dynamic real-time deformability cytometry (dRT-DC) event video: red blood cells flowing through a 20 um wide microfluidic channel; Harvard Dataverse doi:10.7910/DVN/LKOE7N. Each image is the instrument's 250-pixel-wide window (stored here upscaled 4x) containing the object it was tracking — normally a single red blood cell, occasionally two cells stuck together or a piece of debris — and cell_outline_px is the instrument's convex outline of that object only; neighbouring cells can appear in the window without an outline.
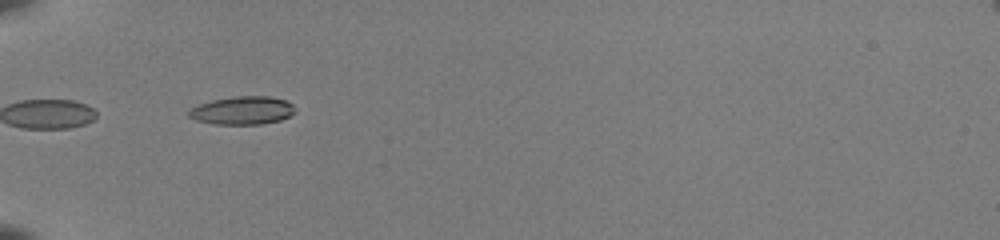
{"species": "common noctule bat (a hibernating species)", "species_latin": "Nyctalus noctula", "temperature_condition": "room temperature", "stored_images_in_passage": 34, "camera_frame_rate_fps": 3000, "um_per_image_px": 0.085, "animal": {"sex": "female", "body_mass_g": 22.0, "forearm_length_mm": 56.7}, "frame": {"image": 1, "passage_image": 1, "time_ms": 0.0, "image_size_px": [1000, 240], "cell_outline_px": [[296, 112], [280, 120], [260, 124], [212, 124], [196, 120], [188, 116], [188, 112], [192, 108], [200, 104], [212, 100], [236, 96], [268, 96], [288, 100], [292, 104]], "centroid_in_image_um": [20.62, 9.38], "position_along_channel_um": 64.4, "area_um2": 17.4}}
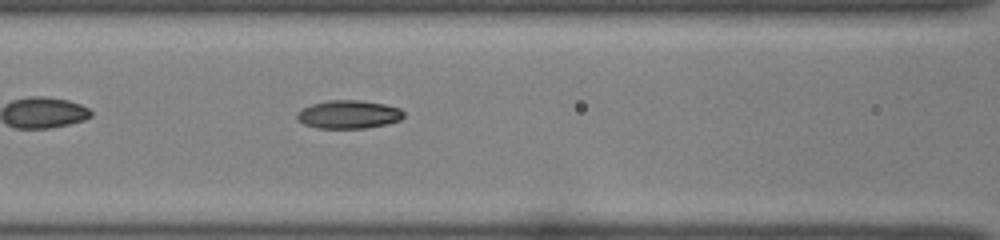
{"frame": {"image": 2, "passage_image": 7, "time_ms": 2.0, "image_size_px": [1000, 240], "cell_outline_px": [[404, 116], [400, 120], [384, 124], [364, 128], [316, 128], [304, 124], [296, 116], [304, 108], [312, 104], [328, 100], [356, 100], [384, 104], [400, 108], [404, 112]], "centroid_in_image_um": [29.65, 9.72], "position_along_channel_um": 136.9, "area_um2": 17.28}}
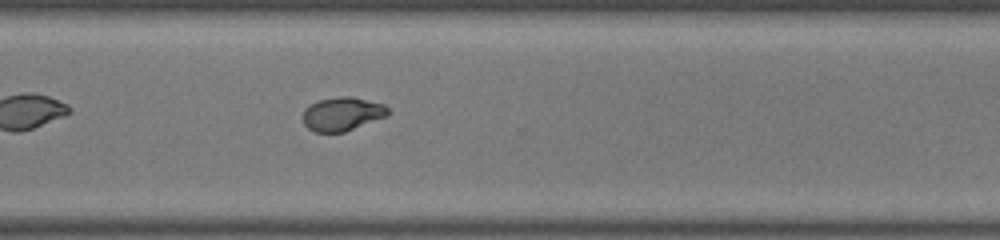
{"frame": {"image": 3, "passage_image": 22, "time_ms": 7.0, "image_size_px": [1000, 240], "cell_outline_px": [[392, 112], [388, 116], [344, 132], [316, 132], [308, 128], [304, 124], [304, 108], [320, 100], [340, 96], [352, 96], [384, 104]], "centroid_in_image_um": [29.15, 9.68], "position_along_channel_um": 341.5, "area_um2": 16.7}, "authors_computed_cell_mechanics": {"area_um2": 17.051, "velocity_mm_per_s": 4.0953, "shape_relaxation_time_tau1_ms": 5.2564, "shape_relaxation_time_tau2_ms": 1.0752, "deformation_change_tau1": 0.2227, "deformation_change_tau2": 0.0499}}